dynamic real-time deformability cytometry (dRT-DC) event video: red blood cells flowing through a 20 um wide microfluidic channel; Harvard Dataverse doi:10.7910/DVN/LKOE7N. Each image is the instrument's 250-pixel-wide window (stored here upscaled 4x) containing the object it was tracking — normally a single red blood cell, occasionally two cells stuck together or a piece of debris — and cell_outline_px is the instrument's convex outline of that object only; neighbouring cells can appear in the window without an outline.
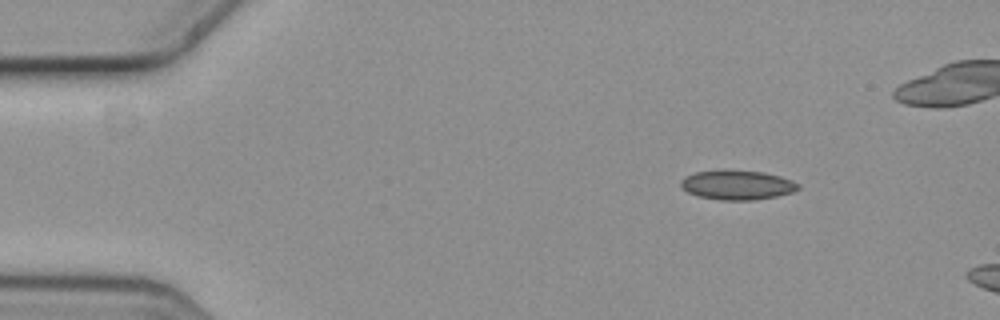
{"species": "common noctule bat (a hibernating species)", "species_latin": "Nyctalus noctula", "temperature_condition": "cold", "stored_images_in_passage": 3, "camera_frame_rate_fps": 3000, "um_per_image_px": 0.085, "animal": {"sex": "female", "body_mass_g": 19.3, "forearm_length_mm": 54.1}, "frame": {"image": 1, "passage_image": 1, "time_ms": 0.0, "image_size_px": [1000, 320], "cell_outline_px": [[800, 188], [792, 192], [776, 196], [752, 200], [720, 200], [700, 196], [688, 192], [680, 184], [680, 180], [696, 172], [764, 172], [780, 176], [800, 184]], "centroid_in_image_um": [62.71, 15.76], "position_along_channel_um": 22.3, "area_um2": 19.31}}